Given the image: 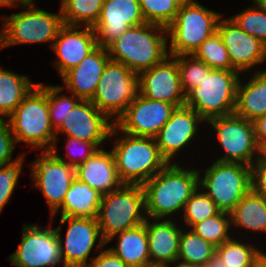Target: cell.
Wrapping results in <instances>:
<instances>
[{"label":"cell","instance_id":"cell-1","mask_svg":"<svg viewBox=\"0 0 266 267\" xmlns=\"http://www.w3.org/2000/svg\"><path fill=\"white\" fill-rule=\"evenodd\" d=\"M146 216L163 219L183 211L186 202L199 189V171L182 169L176 162L168 163L143 185Z\"/></svg>","mask_w":266,"mask_h":267},{"label":"cell","instance_id":"cell-2","mask_svg":"<svg viewBox=\"0 0 266 267\" xmlns=\"http://www.w3.org/2000/svg\"><path fill=\"white\" fill-rule=\"evenodd\" d=\"M167 38V28L146 22L129 27L107 47L108 55L139 74L169 56Z\"/></svg>","mask_w":266,"mask_h":267},{"label":"cell","instance_id":"cell-3","mask_svg":"<svg viewBox=\"0 0 266 267\" xmlns=\"http://www.w3.org/2000/svg\"><path fill=\"white\" fill-rule=\"evenodd\" d=\"M16 143L25 142L33 148L50 151L56 131L51 125L48 109V86L36 84L9 116Z\"/></svg>","mask_w":266,"mask_h":267},{"label":"cell","instance_id":"cell-4","mask_svg":"<svg viewBox=\"0 0 266 267\" xmlns=\"http://www.w3.org/2000/svg\"><path fill=\"white\" fill-rule=\"evenodd\" d=\"M123 134L111 149L119 178L124 184L143 185L168 162L162 157L155 138Z\"/></svg>","mask_w":266,"mask_h":267},{"label":"cell","instance_id":"cell-5","mask_svg":"<svg viewBox=\"0 0 266 267\" xmlns=\"http://www.w3.org/2000/svg\"><path fill=\"white\" fill-rule=\"evenodd\" d=\"M145 209V193L140 184H123L102 195L97 221L104 241L145 223L147 216L142 214H146Z\"/></svg>","mask_w":266,"mask_h":267},{"label":"cell","instance_id":"cell-6","mask_svg":"<svg viewBox=\"0 0 266 267\" xmlns=\"http://www.w3.org/2000/svg\"><path fill=\"white\" fill-rule=\"evenodd\" d=\"M223 16L195 0L180 5L175 19L167 27L169 55H193L205 40L217 32L218 21Z\"/></svg>","mask_w":266,"mask_h":267},{"label":"cell","instance_id":"cell-7","mask_svg":"<svg viewBox=\"0 0 266 267\" xmlns=\"http://www.w3.org/2000/svg\"><path fill=\"white\" fill-rule=\"evenodd\" d=\"M240 73L236 70L211 69L198 87L185 94V106L190 107L206 122L233 114L236 105Z\"/></svg>","mask_w":266,"mask_h":267},{"label":"cell","instance_id":"cell-8","mask_svg":"<svg viewBox=\"0 0 266 267\" xmlns=\"http://www.w3.org/2000/svg\"><path fill=\"white\" fill-rule=\"evenodd\" d=\"M20 4L23 7L22 12L2 17L4 24L0 31L1 48L40 42H52V47L60 28L64 25L61 10L59 14H54L36 8L33 1Z\"/></svg>","mask_w":266,"mask_h":267},{"label":"cell","instance_id":"cell-9","mask_svg":"<svg viewBox=\"0 0 266 267\" xmlns=\"http://www.w3.org/2000/svg\"><path fill=\"white\" fill-rule=\"evenodd\" d=\"M199 188L214 201L216 207L230 213L238 202L251 190V167L237 162H215L204 170Z\"/></svg>","mask_w":266,"mask_h":267},{"label":"cell","instance_id":"cell-10","mask_svg":"<svg viewBox=\"0 0 266 267\" xmlns=\"http://www.w3.org/2000/svg\"><path fill=\"white\" fill-rule=\"evenodd\" d=\"M138 94V74L122 63L109 60L91 102L115 123Z\"/></svg>","mask_w":266,"mask_h":267},{"label":"cell","instance_id":"cell-11","mask_svg":"<svg viewBox=\"0 0 266 267\" xmlns=\"http://www.w3.org/2000/svg\"><path fill=\"white\" fill-rule=\"evenodd\" d=\"M206 122L216 131L217 139L226 153L216 159L217 161L237 162L251 166L261 156L252 121L233 113L214 117Z\"/></svg>","mask_w":266,"mask_h":267},{"label":"cell","instance_id":"cell-12","mask_svg":"<svg viewBox=\"0 0 266 267\" xmlns=\"http://www.w3.org/2000/svg\"><path fill=\"white\" fill-rule=\"evenodd\" d=\"M175 109L173 104L138 94L116 120L109 137L116 136L119 131L132 136L155 138Z\"/></svg>","mask_w":266,"mask_h":267},{"label":"cell","instance_id":"cell-13","mask_svg":"<svg viewBox=\"0 0 266 267\" xmlns=\"http://www.w3.org/2000/svg\"><path fill=\"white\" fill-rule=\"evenodd\" d=\"M30 165L33 186L40 189L45 196L53 219L62 207L72 181L76 178L75 168L56 158L50 151H42Z\"/></svg>","mask_w":266,"mask_h":267},{"label":"cell","instance_id":"cell-14","mask_svg":"<svg viewBox=\"0 0 266 267\" xmlns=\"http://www.w3.org/2000/svg\"><path fill=\"white\" fill-rule=\"evenodd\" d=\"M60 225L68 222V228L65 236V242L61 236V226L55 228L58 235L64 267H88L90 252L98 240L96 251L102 249L106 242L104 241L97 218H82L61 216Z\"/></svg>","mask_w":266,"mask_h":267},{"label":"cell","instance_id":"cell-15","mask_svg":"<svg viewBox=\"0 0 266 267\" xmlns=\"http://www.w3.org/2000/svg\"><path fill=\"white\" fill-rule=\"evenodd\" d=\"M22 227L21 243L8 258L13 266L54 267L64 263L55 229H42L36 224H23Z\"/></svg>","mask_w":266,"mask_h":267},{"label":"cell","instance_id":"cell-16","mask_svg":"<svg viewBox=\"0 0 266 267\" xmlns=\"http://www.w3.org/2000/svg\"><path fill=\"white\" fill-rule=\"evenodd\" d=\"M138 77L140 95L176 107L185 105V92L182 89L176 56H167L162 62L139 73Z\"/></svg>","mask_w":266,"mask_h":267},{"label":"cell","instance_id":"cell-17","mask_svg":"<svg viewBox=\"0 0 266 267\" xmlns=\"http://www.w3.org/2000/svg\"><path fill=\"white\" fill-rule=\"evenodd\" d=\"M97 109L91 100H81L68 112L61 126L56 130L53 146H57L58 133L82 141L93 142L97 147L110 136L114 123Z\"/></svg>","mask_w":266,"mask_h":267},{"label":"cell","instance_id":"cell-18","mask_svg":"<svg viewBox=\"0 0 266 267\" xmlns=\"http://www.w3.org/2000/svg\"><path fill=\"white\" fill-rule=\"evenodd\" d=\"M217 32L228 51L233 68L240 74L266 60V45L243 31L231 18H220Z\"/></svg>","mask_w":266,"mask_h":267},{"label":"cell","instance_id":"cell-19","mask_svg":"<svg viewBox=\"0 0 266 267\" xmlns=\"http://www.w3.org/2000/svg\"><path fill=\"white\" fill-rule=\"evenodd\" d=\"M146 23L139 0H104L100 17L93 27L98 46L107 48L129 27Z\"/></svg>","mask_w":266,"mask_h":267},{"label":"cell","instance_id":"cell-20","mask_svg":"<svg viewBox=\"0 0 266 267\" xmlns=\"http://www.w3.org/2000/svg\"><path fill=\"white\" fill-rule=\"evenodd\" d=\"M205 121L196 111L188 106L176 107L169 121L161 128L155 137L162 157L170 162L182 148L191 144L200 123Z\"/></svg>","mask_w":266,"mask_h":267},{"label":"cell","instance_id":"cell-21","mask_svg":"<svg viewBox=\"0 0 266 267\" xmlns=\"http://www.w3.org/2000/svg\"><path fill=\"white\" fill-rule=\"evenodd\" d=\"M82 28L64 24L54 40L52 49L58 57L54 65L60 76L77 66L98 46L93 27Z\"/></svg>","mask_w":266,"mask_h":267},{"label":"cell","instance_id":"cell-22","mask_svg":"<svg viewBox=\"0 0 266 267\" xmlns=\"http://www.w3.org/2000/svg\"><path fill=\"white\" fill-rule=\"evenodd\" d=\"M110 60L107 48L97 46L77 66L65 72L61 77L64 86L81 100H92L100 77Z\"/></svg>","mask_w":266,"mask_h":267},{"label":"cell","instance_id":"cell-23","mask_svg":"<svg viewBox=\"0 0 266 267\" xmlns=\"http://www.w3.org/2000/svg\"><path fill=\"white\" fill-rule=\"evenodd\" d=\"M76 178L102 195L120 188V180L112 151L99 147L92 156L75 168Z\"/></svg>","mask_w":266,"mask_h":267},{"label":"cell","instance_id":"cell-24","mask_svg":"<svg viewBox=\"0 0 266 267\" xmlns=\"http://www.w3.org/2000/svg\"><path fill=\"white\" fill-rule=\"evenodd\" d=\"M149 220L150 218L147 217L145 227L148 236L150 264L168 266L175 264L178 258L182 229L176 226L172 219H152L155 221L153 223Z\"/></svg>","mask_w":266,"mask_h":267},{"label":"cell","instance_id":"cell-25","mask_svg":"<svg viewBox=\"0 0 266 267\" xmlns=\"http://www.w3.org/2000/svg\"><path fill=\"white\" fill-rule=\"evenodd\" d=\"M253 75L245 86L239 79L234 111L252 122L266 114V69L257 70Z\"/></svg>","mask_w":266,"mask_h":267},{"label":"cell","instance_id":"cell-26","mask_svg":"<svg viewBox=\"0 0 266 267\" xmlns=\"http://www.w3.org/2000/svg\"><path fill=\"white\" fill-rule=\"evenodd\" d=\"M117 235V247L108 249L116 254L128 267H143L150 264L145 223L113 235L106 241V245Z\"/></svg>","mask_w":266,"mask_h":267},{"label":"cell","instance_id":"cell-27","mask_svg":"<svg viewBox=\"0 0 266 267\" xmlns=\"http://www.w3.org/2000/svg\"><path fill=\"white\" fill-rule=\"evenodd\" d=\"M101 198V193L75 178L59 210L62 216L97 218Z\"/></svg>","mask_w":266,"mask_h":267},{"label":"cell","instance_id":"cell-28","mask_svg":"<svg viewBox=\"0 0 266 267\" xmlns=\"http://www.w3.org/2000/svg\"><path fill=\"white\" fill-rule=\"evenodd\" d=\"M231 224L251 232H266V199L250 190L230 212Z\"/></svg>","mask_w":266,"mask_h":267},{"label":"cell","instance_id":"cell-29","mask_svg":"<svg viewBox=\"0 0 266 267\" xmlns=\"http://www.w3.org/2000/svg\"><path fill=\"white\" fill-rule=\"evenodd\" d=\"M35 85L27 76L0 68V119L8 118Z\"/></svg>","mask_w":266,"mask_h":267},{"label":"cell","instance_id":"cell-30","mask_svg":"<svg viewBox=\"0 0 266 267\" xmlns=\"http://www.w3.org/2000/svg\"><path fill=\"white\" fill-rule=\"evenodd\" d=\"M182 229L179 241L177 261L197 266H205L216 254V246L205 241L192 229L188 232Z\"/></svg>","mask_w":266,"mask_h":267},{"label":"cell","instance_id":"cell-31","mask_svg":"<svg viewBox=\"0 0 266 267\" xmlns=\"http://www.w3.org/2000/svg\"><path fill=\"white\" fill-rule=\"evenodd\" d=\"M104 0H65L61 5L63 23L71 26L94 27Z\"/></svg>","mask_w":266,"mask_h":267},{"label":"cell","instance_id":"cell-32","mask_svg":"<svg viewBox=\"0 0 266 267\" xmlns=\"http://www.w3.org/2000/svg\"><path fill=\"white\" fill-rule=\"evenodd\" d=\"M263 252L255 246L230 238L216 247V254L228 267H254Z\"/></svg>","mask_w":266,"mask_h":267},{"label":"cell","instance_id":"cell-33","mask_svg":"<svg viewBox=\"0 0 266 267\" xmlns=\"http://www.w3.org/2000/svg\"><path fill=\"white\" fill-rule=\"evenodd\" d=\"M193 55L211 69L235 70L218 32L205 40Z\"/></svg>","mask_w":266,"mask_h":267},{"label":"cell","instance_id":"cell-34","mask_svg":"<svg viewBox=\"0 0 266 267\" xmlns=\"http://www.w3.org/2000/svg\"><path fill=\"white\" fill-rule=\"evenodd\" d=\"M230 225H232L230 213L219 211L216 215L195 224L191 229L205 241L217 247L231 238Z\"/></svg>","mask_w":266,"mask_h":267},{"label":"cell","instance_id":"cell-35","mask_svg":"<svg viewBox=\"0 0 266 267\" xmlns=\"http://www.w3.org/2000/svg\"><path fill=\"white\" fill-rule=\"evenodd\" d=\"M139 4L145 22L165 28L173 22L180 7L176 0H139Z\"/></svg>","mask_w":266,"mask_h":267},{"label":"cell","instance_id":"cell-36","mask_svg":"<svg viewBox=\"0 0 266 267\" xmlns=\"http://www.w3.org/2000/svg\"><path fill=\"white\" fill-rule=\"evenodd\" d=\"M176 61L182 89L185 94L190 89L198 87L199 83L204 79L205 73H209L211 70L210 67L194 55H177Z\"/></svg>","mask_w":266,"mask_h":267},{"label":"cell","instance_id":"cell-37","mask_svg":"<svg viewBox=\"0 0 266 267\" xmlns=\"http://www.w3.org/2000/svg\"><path fill=\"white\" fill-rule=\"evenodd\" d=\"M198 189L186 202L183 212L184 221L190 229L197 223L216 215L220 210L214 201L205 193H199Z\"/></svg>","mask_w":266,"mask_h":267},{"label":"cell","instance_id":"cell-38","mask_svg":"<svg viewBox=\"0 0 266 267\" xmlns=\"http://www.w3.org/2000/svg\"><path fill=\"white\" fill-rule=\"evenodd\" d=\"M61 90L63 91L60 85H48L49 116L55 131L61 126L68 112L81 101L74 94H72V97L61 94Z\"/></svg>","mask_w":266,"mask_h":267},{"label":"cell","instance_id":"cell-39","mask_svg":"<svg viewBox=\"0 0 266 267\" xmlns=\"http://www.w3.org/2000/svg\"><path fill=\"white\" fill-rule=\"evenodd\" d=\"M231 19L246 33L256 37L266 45V13L257 6H252Z\"/></svg>","mask_w":266,"mask_h":267},{"label":"cell","instance_id":"cell-40","mask_svg":"<svg viewBox=\"0 0 266 267\" xmlns=\"http://www.w3.org/2000/svg\"><path fill=\"white\" fill-rule=\"evenodd\" d=\"M24 153L17 160L0 167V212L10 200L23 169Z\"/></svg>","mask_w":266,"mask_h":267},{"label":"cell","instance_id":"cell-41","mask_svg":"<svg viewBox=\"0 0 266 267\" xmlns=\"http://www.w3.org/2000/svg\"><path fill=\"white\" fill-rule=\"evenodd\" d=\"M66 145H67L66 150L69 153L67 157L70 158L67 161L64 160V158L61 157L58 154V152L56 150L57 149L56 146H52V148L50 149V152L56 158L64 161L65 163H67L68 165H70V166H72L74 168H76L78 165L82 164L87 159H89L92 156V154L98 149V147L93 142L82 141V140H79V139H76V138H72V137H67V144ZM79 148L82 149V150H80ZM76 150H78V151L80 150L81 152L76 154L75 153ZM70 153L72 155L74 154L73 155L74 157L70 156L71 155Z\"/></svg>","mask_w":266,"mask_h":267},{"label":"cell","instance_id":"cell-42","mask_svg":"<svg viewBox=\"0 0 266 267\" xmlns=\"http://www.w3.org/2000/svg\"><path fill=\"white\" fill-rule=\"evenodd\" d=\"M15 144L16 141L8 120L0 119V167L17 160L12 159Z\"/></svg>","mask_w":266,"mask_h":267},{"label":"cell","instance_id":"cell-43","mask_svg":"<svg viewBox=\"0 0 266 267\" xmlns=\"http://www.w3.org/2000/svg\"><path fill=\"white\" fill-rule=\"evenodd\" d=\"M250 167L251 190L266 199V159L261 155Z\"/></svg>","mask_w":266,"mask_h":267},{"label":"cell","instance_id":"cell-44","mask_svg":"<svg viewBox=\"0 0 266 267\" xmlns=\"http://www.w3.org/2000/svg\"><path fill=\"white\" fill-rule=\"evenodd\" d=\"M88 267H128L110 249L101 250L100 254L89 262Z\"/></svg>","mask_w":266,"mask_h":267},{"label":"cell","instance_id":"cell-45","mask_svg":"<svg viewBox=\"0 0 266 267\" xmlns=\"http://www.w3.org/2000/svg\"><path fill=\"white\" fill-rule=\"evenodd\" d=\"M256 141L262 150L266 146V114L253 121Z\"/></svg>","mask_w":266,"mask_h":267},{"label":"cell","instance_id":"cell-46","mask_svg":"<svg viewBox=\"0 0 266 267\" xmlns=\"http://www.w3.org/2000/svg\"><path fill=\"white\" fill-rule=\"evenodd\" d=\"M202 267H228L224 261L221 260V258L215 254L205 266Z\"/></svg>","mask_w":266,"mask_h":267},{"label":"cell","instance_id":"cell-47","mask_svg":"<svg viewBox=\"0 0 266 267\" xmlns=\"http://www.w3.org/2000/svg\"><path fill=\"white\" fill-rule=\"evenodd\" d=\"M20 4L19 0H0V6L1 7H14Z\"/></svg>","mask_w":266,"mask_h":267},{"label":"cell","instance_id":"cell-48","mask_svg":"<svg viewBox=\"0 0 266 267\" xmlns=\"http://www.w3.org/2000/svg\"><path fill=\"white\" fill-rule=\"evenodd\" d=\"M254 267H266V254L262 253L255 262Z\"/></svg>","mask_w":266,"mask_h":267},{"label":"cell","instance_id":"cell-49","mask_svg":"<svg viewBox=\"0 0 266 267\" xmlns=\"http://www.w3.org/2000/svg\"><path fill=\"white\" fill-rule=\"evenodd\" d=\"M254 4L264 13H266V0H252Z\"/></svg>","mask_w":266,"mask_h":267},{"label":"cell","instance_id":"cell-50","mask_svg":"<svg viewBox=\"0 0 266 267\" xmlns=\"http://www.w3.org/2000/svg\"><path fill=\"white\" fill-rule=\"evenodd\" d=\"M175 266L174 267H201V266H197V265H192V264H186L180 261H176L175 262Z\"/></svg>","mask_w":266,"mask_h":267},{"label":"cell","instance_id":"cell-51","mask_svg":"<svg viewBox=\"0 0 266 267\" xmlns=\"http://www.w3.org/2000/svg\"><path fill=\"white\" fill-rule=\"evenodd\" d=\"M143 267H170L168 265H159V264H148Z\"/></svg>","mask_w":266,"mask_h":267},{"label":"cell","instance_id":"cell-52","mask_svg":"<svg viewBox=\"0 0 266 267\" xmlns=\"http://www.w3.org/2000/svg\"><path fill=\"white\" fill-rule=\"evenodd\" d=\"M180 5L185 4V3H189L192 2L194 0H176Z\"/></svg>","mask_w":266,"mask_h":267},{"label":"cell","instance_id":"cell-53","mask_svg":"<svg viewBox=\"0 0 266 267\" xmlns=\"http://www.w3.org/2000/svg\"><path fill=\"white\" fill-rule=\"evenodd\" d=\"M261 155L266 159V146L261 150Z\"/></svg>","mask_w":266,"mask_h":267},{"label":"cell","instance_id":"cell-54","mask_svg":"<svg viewBox=\"0 0 266 267\" xmlns=\"http://www.w3.org/2000/svg\"><path fill=\"white\" fill-rule=\"evenodd\" d=\"M20 2H31V1H33V2H35L34 0H19Z\"/></svg>","mask_w":266,"mask_h":267},{"label":"cell","instance_id":"cell-55","mask_svg":"<svg viewBox=\"0 0 266 267\" xmlns=\"http://www.w3.org/2000/svg\"><path fill=\"white\" fill-rule=\"evenodd\" d=\"M0 49H2V48H1V33H0Z\"/></svg>","mask_w":266,"mask_h":267}]
</instances>
